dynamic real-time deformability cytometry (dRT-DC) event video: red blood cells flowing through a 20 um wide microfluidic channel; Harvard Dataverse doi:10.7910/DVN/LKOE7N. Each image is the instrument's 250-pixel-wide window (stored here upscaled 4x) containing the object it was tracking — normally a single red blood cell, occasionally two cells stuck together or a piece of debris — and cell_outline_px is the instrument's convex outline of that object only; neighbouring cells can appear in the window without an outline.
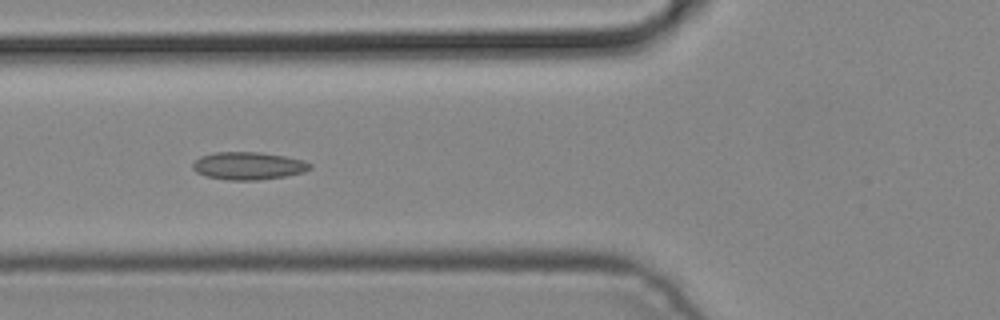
{"species": "common noctule bat (a hibernating species)", "species_latin": "Nyctalus noctula", "temperature_condition": "cold", "stored_images_in_passage": 5, "camera_frame_rate_fps": 3000, "um_per_image_px": 0.085, "animal": {"sex": "male", "body_mass_g": 19.2, "forearm_length_mm": 51.8}, "frame": {"image": 1, "passage_image": 5, "time_ms": 1.333, "image_size_px": [1000, 320], "cell_outline_px": [[312, 168], [304, 172], [284, 176], [260, 180], [228, 180], [208, 176], [196, 172], [192, 168], [192, 164], [200, 156], [212, 152], [260, 152], [284, 156], [304, 160], [312, 164]], "centroid_in_image_um": [21.12, 14.09], "position_along_channel_um": 104.7, "area_um2": 18.96}}